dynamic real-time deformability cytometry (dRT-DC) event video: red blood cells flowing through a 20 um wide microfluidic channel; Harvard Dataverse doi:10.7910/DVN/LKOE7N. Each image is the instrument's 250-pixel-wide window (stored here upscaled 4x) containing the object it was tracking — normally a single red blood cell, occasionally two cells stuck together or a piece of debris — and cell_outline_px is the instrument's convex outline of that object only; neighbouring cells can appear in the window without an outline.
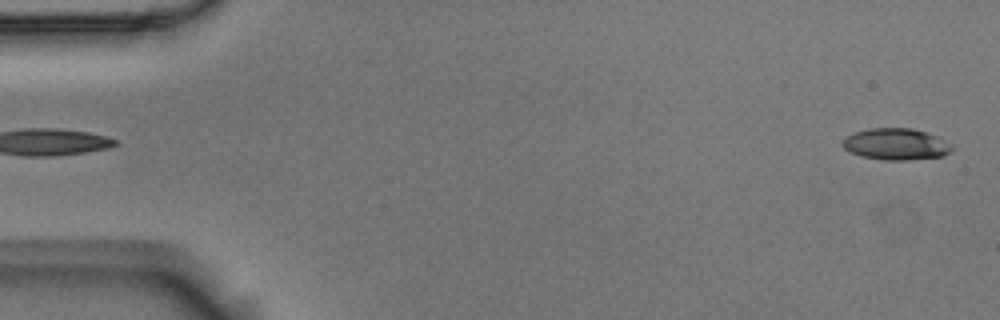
{"species": "Egyptian fruit bat (a non-hibernating species)", "species_latin": "Rousettus aegyptiacus", "temperature_condition": "room temperature", "stored_images_in_passage": 54, "camera_frame_rate_fps": 3000, "um_per_image_px": 0.085, "animal": {"sex": "male"}, "frame": {"image": 1, "passage_image": 1, "time_ms": 0.0, "image_size_px": [1000, 320], "cell_outline_px": [[952, 152], [944, 156], [908, 160], [884, 160], [860, 156], [848, 152], [840, 144], [844, 136], [852, 132], [868, 128], [912, 128], [928, 132], [952, 144]], "centroid_in_image_um": [76.12, 12.25], "position_along_channel_um": 8.9, "area_um2": 20.58}}
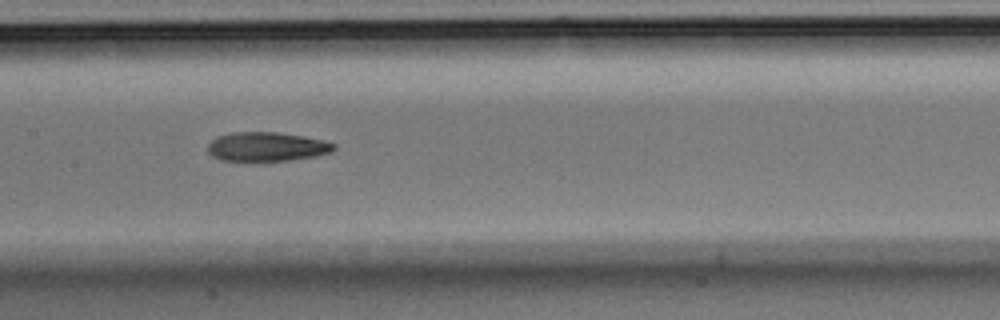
{"frame": {"image": 2, "passage_image": 26, "time_ms": 8.333, "image_size_px": [1000, 320], "cell_outline_px": [[336, 148], [332, 152], [316, 156], [260, 164], [252, 164], [220, 160], [212, 156], [208, 152], [208, 144], [216, 136], [232, 132], [276, 132], [324, 140], [336, 144]], "centroid_in_image_um": [22.62, 12.52], "position_along_channel_um": 184.8, "area_um2": 22.37}}
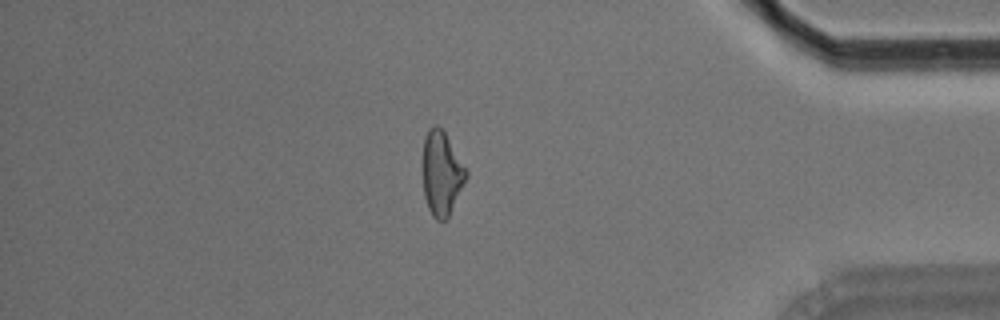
{"frame": {"image": 3, "passage_image": 46, "time_ms": 15.0, "image_size_px": [1000, 320], "cell_outline_px": [[468, 176], [448, 216], [444, 220], [436, 220], [432, 216], [428, 208], [424, 196], [424, 136], [428, 128], [432, 124], [436, 124], [444, 132], [468, 172]], "centroid_in_image_um": [37.53, 14.73], "position_along_channel_um": 397.7, "area_um2": 20.81}, "authors_computed_cell_mechanics": {"area_um2": 21.4438, "velocity_mm_per_s": 3.6948, "shape_relaxation_time_tau1_ms": 4.8755, "shape_relaxation_time_tau2_ms": 4.1811, "deformation_change_tau1": 0.1759, "deformation_change_tau2": 0.1412}}